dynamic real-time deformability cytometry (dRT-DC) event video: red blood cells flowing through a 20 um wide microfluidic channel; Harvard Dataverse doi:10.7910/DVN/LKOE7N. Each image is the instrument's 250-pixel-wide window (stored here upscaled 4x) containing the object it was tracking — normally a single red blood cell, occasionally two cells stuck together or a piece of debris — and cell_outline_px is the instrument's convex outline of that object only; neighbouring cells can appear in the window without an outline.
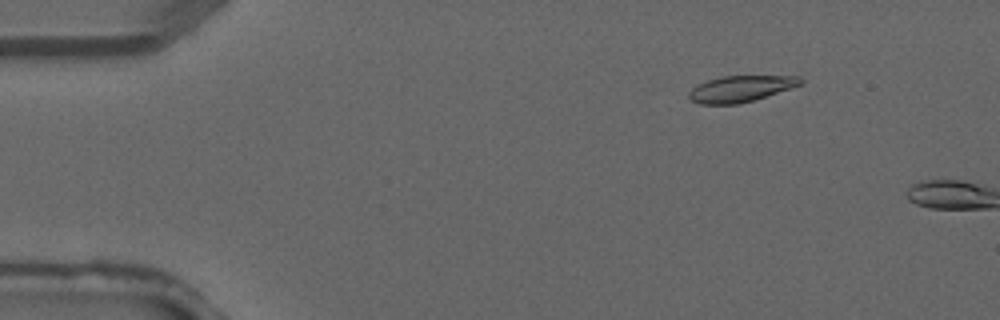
{"species": "common noctule bat (a hibernating species)", "species_latin": "Nyctalus noctula", "temperature_condition": "warm", "stored_images_in_passage": 3, "camera_frame_rate_fps": 3000, "um_per_image_px": 0.085, "animal": {"sex": "male", "forearm_length_mm": 52.5}, "frame": {"image": 1, "passage_image": 2, "time_ms": 0.333, "image_size_px": [1000, 320], "cell_outline_px": [[804, 80], [800, 84], [752, 100], [736, 104], [700, 104], [692, 100], [688, 96], [688, 92], [692, 88], [708, 80], [724, 76], [800, 76]], "centroid_in_image_um": [62.91, 7.54], "position_along_channel_um": 22.1, "area_um2": 16.53}}